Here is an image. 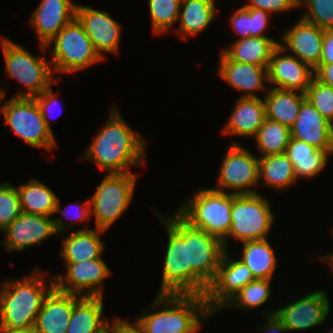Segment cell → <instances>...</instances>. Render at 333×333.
Segmentation results:
<instances>
[{
  "mask_svg": "<svg viewBox=\"0 0 333 333\" xmlns=\"http://www.w3.org/2000/svg\"><path fill=\"white\" fill-rule=\"evenodd\" d=\"M106 124L98 130L83 159L89 160L107 174L132 173V167L143 165L146 139L133 130L113 106Z\"/></svg>",
  "mask_w": 333,
  "mask_h": 333,
  "instance_id": "6da1fadb",
  "label": "cell"
},
{
  "mask_svg": "<svg viewBox=\"0 0 333 333\" xmlns=\"http://www.w3.org/2000/svg\"><path fill=\"white\" fill-rule=\"evenodd\" d=\"M46 271L37 266L21 279L3 282L0 289V329L31 332L44 298L55 287L54 277L46 283ZM48 284L49 286H47Z\"/></svg>",
  "mask_w": 333,
  "mask_h": 333,
  "instance_id": "7a4b0ae2",
  "label": "cell"
},
{
  "mask_svg": "<svg viewBox=\"0 0 333 333\" xmlns=\"http://www.w3.org/2000/svg\"><path fill=\"white\" fill-rule=\"evenodd\" d=\"M147 310L135 320L144 333H196L213 315L205 295L157 294Z\"/></svg>",
  "mask_w": 333,
  "mask_h": 333,
  "instance_id": "3957f363",
  "label": "cell"
},
{
  "mask_svg": "<svg viewBox=\"0 0 333 333\" xmlns=\"http://www.w3.org/2000/svg\"><path fill=\"white\" fill-rule=\"evenodd\" d=\"M176 213L190 226L204 230L223 241L232 226V193L215 189H199L185 200Z\"/></svg>",
  "mask_w": 333,
  "mask_h": 333,
  "instance_id": "277c9868",
  "label": "cell"
},
{
  "mask_svg": "<svg viewBox=\"0 0 333 333\" xmlns=\"http://www.w3.org/2000/svg\"><path fill=\"white\" fill-rule=\"evenodd\" d=\"M168 235L165 257L163 258L162 282L158 294L205 295L208 286L188 265L187 242L153 209Z\"/></svg>",
  "mask_w": 333,
  "mask_h": 333,
  "instance_id": "5b68a950",
  "label": "cell"
},
{
  "mask_svg": "<svg viewBox=\"0 0 333 333\" xmlns=\"http://www.w3.org/2000/svg\"><path fill=\"white\" fill-rule=\"evenodd\" d=\"M0 44L5 61V74L15 79L27 90H20L12 97L34 98L48 89L52 84L62 81L53 78L51 62L44 56H33L25 48L10 39L0 36Z\"/></svg>",
  "mask_w": 333,
  "mask_h": 333,
  "instance_id": "8992f818",
  "label": "cell"
},
{
  "mask_svg": "<svg viewBox=\"0 0 333 333\" xmlns=\"http://www.w3.org/2000/svg\"><path fill=\"white\" fill-rule=\"evenodd\" d=\"M5 93L0 89V102ZM5 123L26 144L51 151L57 143L54 134L47 128L35 98L11 97L2 106Z\"/></svg>",
  "mask_w": 333,
  "mask_h": 333,
  "instance_id": "52a82bcc",
  "label": "cell"
},
{
  "mask_svg": "<svg viewBox=\"0 0 333 333\" xmlns=\"http://www.w3.org/2000/svg\"><path fill=\"white\" fill-rule=\"evenodd\" d=\"M270 208V201L259 193L232 194V226L228 236L222 241L225 250H229L227 243L230 237L241 243L267 239L275 221Z\"/></svg>",
  "mask_w": 333,
  "mask_h": 333,
  "instance_id": "ba28073f",
  "label": "cell"
},
{
  "mask_svg": "<svg viewBox=\"0 0 333 333\" xmlns=\"http://www.w3.org/2000/svg\"><path fill=\"white\" fill-rule=\"evenodd\" d=\"M161 216L187 242L188 265L209 286L216 277L221 258L225 252L223 242L204 230L190 226L177 213Z\"/></svg>",
  "mask_w": 333,
  "mask_h": 333,
  "instance_id": "9c48e42d",
  "label": "cell"
},
{
  "mask_svg": "<svg viewBox=\"0 0 333 333\" xmlns=\"http://www.w3.org/2000/svg\"><path fill=\"white\" fill-rule=\"evenodd\" d=\"M52 44L53 58L50 62L54 74L84 71L85 68L103 61L76 18L46 45V49L52 47Z\"/></svg>",
  "mask_w": 333,
  "mask_h": 333,
  "instance_id": "30bf717a",
  "label": "cell"
},
{
  "mask_svg": "<svg viewBox=\"0 0 333 333\" xmlns=\"http://www.w3.org/2000/svg\"><path fill=\"white\" fill-rule=\"evenodd\" d=\"M138 175L107 174L90 200L97 229L106 231L118 220L131 203Z\"/></svg>",
  "mask_w": 333,
  "mask_h": 333,
  "instance_id": "8fae6325",
  "label": "cell"
},
{
  "mask_svg": "<svg viewBox=\"0 0 333 333\" xmlns=\"http://www.w3.org/2000/svg\"><path fill=\"white\" fill-rule=\"evenodd\" d=\"M231 144L223 157L213 189L235 195L258 193L253 187L259 185V157L237 142Z\"/></svg>",
  "mask_w": 333,
  "mask_h": 333,
  "instance_id": "7c38bea8",
  "label": "cell"
},
{
  "mask_svg": "<svg viewBox=\"0 0 333 333\" xmlns=\"http://www.w3.org/2000/svg\"><path fill=\"white\" fill-rule=\"evenodd\" d=\"M72 228L64 224V220L53 216L21 213L5 230L0 245L11 252L23 251L35 244L41 245L44 240L57 234L61 235Z\"/></svg>",
  "mask_w": 333,
  "mask_h": 333,
  "instance_id": "4fadbf2b",
  "label": "cell"
},
{
  "mask_svg": "<svg viewBox=\"0 0 333 333\" xmlns=\"http://www.w3.org/2000/svg\"><path fill=\"white\" fill-rule=\"evenodd\" d=\"M66 273L53 275L55 288L81 297H103V281L111 270L101 258L78 263H65Z\"/></svg>",
  "mask_w": 333,
  "mask_h": 333,
  "instance_id": "5bb4252c",
  "label": "cell"
},
{
  "mask_svg": "<svg viewBox=\"0 0 333 333\" xmlns=\"http://www.w3.org/2000/svg\"><path fill=\"white\" fill-rule=\"evenodd\" d=\"M228 251L223 253L216 277L205 294L207 309L212 314L220 312L238 291L256 280L248 266L231 258Z\"/></svg>",
  "mask_w": 333,
  "mask_h": 333,
  "instance_id": "9a60e30c",
  "label": "cell"
},
{
  "mask_svg": "<svg viewBox=\"0 0 333 333\" xmlns=\"http://www.w3.org/2000/svg\"><path fill=\"white\" fill-rule=\"evenodd\" d=\"M330 303L327 290H316L276 309L274 315L289 331H303L325 323Z\"/></svg>",
  "mask_w": 333,
  "mask_h": 333,
  "instance_id": "2e32d148",
  "label": "cell"
},
{
  "mask_svg": "<svg viewBox=\"0 0 333 333\" xmlns=\"http://www.w3.org/2000/svg\"><path fill=\"white\" fill-rule=\"evenodd\" d=\"M91 39L94 49L105 60L104 53L117 54L121 38V25L107 11H98L89 6L78 5L76 17ZM104 52V53H103Z\"/></svg>",
  "mask_w": 333,
  "mask_h": 333,
  "instance_id": "e0dca14e",
  "label": "cell"
},
{
  "mask_svg": "<svg viewBox=\"0 0 333 333\" xmlns=\"http://www.w3.org/2000/svg\"><path fill=\"white\" fill-rule=\"evenodd\" d=\"M286 52L280 45L273 52L267 67L268 83L273 88L306 94L314 70Z\"/></svg>",
  "mask_w": 333,
  "mask_h": 333,
  "instance_id": "ac0fdd59",
  "label": "cell"
},
{
  "mask_svg": "<svg viewBox=\"0 0 333 333\" xmlns=\"http://www.w3.org/2000/svg\"><path fill=\"white\" fill-rule=\"evenodd\" d=\"M77 4L71 0H41L30 17L40 42V48L45 53L46 45L76 17Z\"/></svg>",
  "mask_w": 333,
  "mask_h": 333,
  "instance_id": "d6986e66",
  "label": "cell"
},
{
  "mask_svg": "<svg viewBox=\"0 0 333 333\" xmlns=\"http://www.w3.org/2000/svg\"><path fill=\"white\" fill-rule=\"evenodd\" d=\"M325 29L300 18L281 35L279 45L314 71L320 64Z\"/></svg>",
  "mask_w": 333,
  "mask_h": 333,
  "instance_id": "ffe728a7",
  "label": "cell"
},
{
  "mask_svg": "<svg viewBox=\"0 0 333 333\" xmlns=\"http://www.w3.org/2000/svg\"><path fill=\"white\" fill-rule=\"evenodd\" d=\"M219 67L217 75L238 92H243L240 97L257 98L258 91L268 90L267 67L240 63L230 60L222 51L219 53ZM265 81V82H264Z\"/></svg>",
  "mask_w": 333,
  "mask_h": 333,
  "instance_id": "44dd1931",
  "label": "cell"
},
{
  "mask_svg": "<svg viewBox=\"0 0 333 333\" xmlns=\"http://www.w3.org/2000/svg\"><path fill=\"white\" fill-rule=\"evenodd\" d=\"M291 138L304 141L319 150H333V125L306 99L290 127Z\"/></svg>",
  "mask_w": 333,
  "mask_h": 333,
  "instance_id": "7402d4cb",
  "label": "cell"
},
{
  "mask_svg": "<svg viewBox=\"0 0 333 333\" xmlns=\"http://www.w3.org/2000/svg\"><path fill=\"white\" fill-rule=\"evenodd\" d=\"M81 296L58 291L55 287L44 298L35 319L33 333H66L74 305Z\"/></svg>",
  "mask_w": 333,
  "mask_h": 333,
  "instance_id": "603a6c76",
  "label": "cell"
},
{
  "mask_svg": "<svg viewBox=\"0 0 333 333\" xmlns=\"http://www.w3.org/2000/svg\"><path fill=\"white\" fill-rule=\"evenodd\" d=\"M233 108L222 133L255 137L266 119L264 100L260 97H239Z\"/></svg>",
  "mask_w": 333,
  "mask_h": 333,
  "instance_id": "cb8c5ba5",
  "label": "cell"
},
{
  "mask_svg": "<svg viewBox=\"0 0 333 333\" xmlns=\"http://www.w3.org/2000/svg\"><path fill=\"white\" fill-rule=\"evenodd\" d=\"M104 230L83 227L61 240L60 256L65 263H78L102 257L105 243L101 239Z\"/></svg>",
  "mask_w": 333,
  "mask_h": 333,
  "instance_id": "d4e9b609",
  "label": "cell"
},
{
  "mask_svg": "<svg viewBox=\"0 0 333 333\" xmlns=\"http://www.w3.org/2000/svg\"><path fill=\"white\" fill-rule=\"evenodd\" d=\"M292 162L296 179H313L326 167L333 150H319L312 145L290 137L285 153Z\"/></svg>",
  "mask_w": 333,
  "mask_h": 333,
  "instance_id": "484cf974",
  "label": "cell"
},
{
  "mask_svg": "<svg viewBox=\"0 0 333 333\" xmlns=\"http://www.w3.org/2000/svg\"><path fill=\"white\" fill-rule=\"evenodd\" d=\"M265 104L266 118L291 127L307 99L306 94L297 91L270 87L262 97Z\"/></svg>",
  "mask_w": 333,
  "mask_h": 333,
  "instance_id": "4316f807",
  "label": "cell"
},
{
  "mask_svg": "<svg viewBox=\"0 0 333 333\" xmlns=\"http://www.w3.org/2000/svg\"><path fill=\"white\" fill-rule=\"evenodd\" d=\"M279 43L271 37H249L235 40L230 44V48L221 51L235 62L268 67L272 54Z\"/></svg>",
  "mask_w": 333,
  "mask_h": 333,
  "instance_id": "83f0119b",
  "label": "cell"
},
{
  "mask_svg": "<svg viewBox=\"0 0 333 333\" xmlns=\"http://www.w3.org/2000/svg\"><path fill=\"white\" fill-rule=\"evenodd\" d=\"M103 297H82L73 307L66 333H106Z\"/></svg>",
  "mask_w": 333,
  "mask_h": 333,
  "instance_id": "f1b7e54d",
  "label": "cell"
},
{
  "mask_svg": "<svg viewBox=\"0 0 333 333\" xmlns=\"http://www.w3.org/2000/svg\"><path fill=\"white\" fill-rule=\"evenodd\" d=\"M214 1L182 0L178 19L181 38L195 36L210 26L217 14Z\"/></svg>",
  "mask_w": 333,
  "mask_h": 333,
  "instance_id": "f546056e",
  "label": "cell"
},
{
  "mask_svg": "<svg viewBox=\"0 0 333 333\" xmlns=\"http://www.w3.org/2000/svg\"><path fill=\"white\" fill-rule=\"evenodd\" d=\"M16 190L23 213L53 216L58 196L48 186L31 177Z\"/></svg>",
  "mask_w": 333,
  "mask_h": 333,
  "instance_id": "4dcf8cb0",
  "label": "cell"
},
{
  "mask_svg": "<svg viewBox=\"0 0 333 333\" xmlns=\"http://www.w3.org/2000/svg\"><path fill=\"white\" fill-rule=\"evenodd\" d=\"M239 258L253 273L255 279L272 280L276 269V254L267 239L242 243Z\"/></svg>",
  "mask_w": 333,
  "mask_h": 333,
  "instance_id": "1f68e13d",
  "label": "cell"
},
{
  "mask_svg": "<svg viewBox=\"0 0 333 333\" xmlns=\"http://www.w3.org/2000/svg\"><path fill=\"white\" fill-rule=\"evenodd\" d=\"M258 172L259 184L262 180L266 186L277 191L288 189L297 182L292 162L285 154L259 157Z\"/></svg>",
  "mask_w": 333,
  "mask_h": 333,
  "instance_id": "d6a6232c",
  "label": "cell"
},
{
  "mask_svg": "<svg viewBox=\"0 0 333 333\" xmlns=\"http://www.w3.org/2000/svg\"><path fill=\"white\" fill-rule=\"evenodd\" d=\"M290 128L266 118L254 137L260 156L284 154L290 140Z\"/></svg>",
  "mask_w": 333,
  "mask_h": 333,
  "instance_id": "836d02e7",
  "label": "cell"
},
{
  "mask_svg": "<svg viewBox=\"0 0 333 333\" xmlns=\"http://www.w3.org/2000/svg\"><path fill=\"white\" fill-rule=\"evenodd\" d=\"M271 282L272 280L256 279L248 283L220 311L232 307H238L243 310L259 308L270 299Z\"/></svg>",
  "mask_w": 333,
  "mask_h": 333,
  "instance_id": "e575fe53",
  "label": "cell"
},
{
  "mask_svg": "<svg viewBox=\"0 0 333 333\" xmlns=\"http://www.w3.org/2000/svg\"><path fill=\"white\" fill-rule=\"evenodd\" d=\"M181 2L182 0H148L155 34L168 32L178 22Z\"/></svg>",
  "mask_w": 333,
  "mask_h": 333,
  "instance_id": "d590c367",
  "label": "cell"
},
{
  "mask_svg": "<svg viewBox=\"0 0 333 333\" xmlns=\"http://www.w3.org/2000/svg\"><path fill=\"white\" fill-rule=\"evenodd\" d=\"M306 6L302 19L323 29H333V0H298V7Z\"/></svg>",
  "mask_w": 333,
  "mask_h": 333,
  "instance_id": "8d00e7d4",
  "label": "cell"
},
{
  "mask_svg": "<svg viewBox=\"0 0 333 333\" xmlns=\"http://www.w3.org/2000/svg\"><path fill=\"white\" fill-rule=\"evenodd\" d=\"M306 98L333 125V87L312 78Z\"/></svg>",
  "mask_w": 333,
  "mask_h": 333,
  "instance_id": "74e56055",
  "label": "cell"
},
{
  "mask_svg": "<svg viewBox=\"0 0 333 333\" xmlns=\"http://www.w3.org/2000/svg\"><path fill=\"white\" fill-rule=\"evenodd\" d=\"M22 213L16 187L0 183V230H5Z\"/></svg>",
  "mask_w": 333,
  "mask_h": 333,
  "instance_id": "f35d334b",
  "label": "cell"
},
{
  "mask_svg": "<svg viewBox=\"0 0 333 333\" xmlns=\"http://www.w3.org/2000/svg\"><path fill=\"white\" fill-rule=\"evenodd\" d=\"M248 2L244 5L245 8L266 10L270 14L286 13L292 9L299 8L298 0H248Z\"/></svg>",
  "mask_w": 333,
  "mask_h": 333,
  "instance_id": "ab89813d",
  "label": "cell"
},
{
  "mask_svg": "<svg viewBox=\"0 0 333 333\" xmlns=\"http://www.w3.org/2000/svg\"><path fill=\"white\" fill-rule=\"evenodd\" d=\"M230 25L239 37L236 40L252 37L251 13L243 6L232 14Z\"/></svg>",
  "mask_w": 333,
  "mask_h": 333,
  "instance_id": "60d3db41",
  "label": "cell"
},
{
  "mask_svg": "<svg viewBox=\"0 0 333 333\" xmlns=\"http://www.w3.org/2000/svg\"><path fill=\"white\" fill-rule=\"evenodd\" d=\"M51 87L52 86H50L48 89L44 90L41 94H39L38 96H36L34 98L40 108L41 114L43 116V119L45 121L47 128L53 133V131L51 129L49 118L51 117V115H50L51 110L58 103L56 100L57 96H56V94H54Z\"/></svg>",
  "mask_w": 333,
  "mask_h": 333,
  "instance_id": "b9f144b4",
  "label": "cell"
},
{
  "mask_svg": "<svg viewBox=\"0 0 333 333\" xmlns=\"http://www.w3.org/2000/svg\"><path fill=\"white\" fill-rule=\"evenodd\" d=\"M251 13L252 37H269L265 34L271 14L266 10L246 8Z\"/></svg>",
  "mask_w": 333,
  "mask_h": 333,
  "instance_id": "7bdbcfd3",
  "label": "cell"
},
{
  "mask_svg": "<svg viewBox=\"0 0 333 333\" xmlns=\"http://www.w3.org/2000/svg\"><path fill=\"white\" fill-rule=\"evenodd\" d=\"M60 198L58 197L57 199V202H56V207H55V211H54V214L55 213H60L62 216L68 218H70V221L72 219V221H75V222H83L84 220H90L92 214H91V207H90V200L88 199L87 201L79 204L78 202L76 203V207L78 208V211H77V215L74 217V216H71V214L66 210V209H62L61 205H60ZM76 208V209H77ZM70 214V215H69ZM74 215V214H73ZM70 216V217H69Z\"/></svg>",
  "mask_w": 333,
  "mask_h": 333,
  "instance_id": "ee69618b",
  "label": "cell"
},
{
  "mask_svg": "<svg viewBox=\"0 0 333 333\" xmlns=\"http://www.w3.org/2000/svg\"><path fill=\"white\" fill-rule=\"evenodd\" d=\"M106 333H144V331L136 321L130 324L117 317L112 320V323L109 321Z\"/></svg>",
  "mask_w": 333,
  "mask_h": 333,
  "instance_id": "f6af8a7d",
  "label": "cell"
},
{
  "mask_svg": "<svg viewBox=\"0 0 333 333\" xmlns=\"http://www.w3.org/2000/svg\"><path fill=\"white\" fill-rule=\"evenodd\" d=\"M264 316L266 315L265 326H258L259 331L263 333H285L289 330L279 321V319L274 315L275 310L273 311H263Z\"/></svg>",
  "mask_w": 333,
  "mask_h": 333,
  "instance_id": "bcb514c9",
  "label": "cell"
},
{
  "mask_svg": "<svg viewBox=\"0 0 333 333\" xmlns=\"http://www.w3.org/2000/svg\"><path fill=\"white\" fill-rule=\"evenodd\" d=\"M333 63V29H325L320 64Z\"/></svg>",
  "mask_w": 333,
  "mask_h": 333,
  "instance_id": "7dc6e473",
  "label": "cell"
},
{
  "mask_svg": "<svg viewBox=\"0 0 333 333\" xmlns=\"http://www.w3.org/2000/svg\"><path fill=\"white\" fill-rule=\"evenodd\" d=\"M314 76L322 83L333 87V63L319 64Z\"/></svg>",
  "mask_w": 333,
  "mask_h": 333,
  "instance_id": "c3c4849f",
  "label": "cell"
},
{
  "mask_svg": "<svg viewBox=\"0 0 333 333\" xmlns=\"http://www.w3.org/2000/svg\"><path fill=\"white\" fill-rule=\"evenodd\" d=\"M321 261L326 262L327 264H329V265H330V268H331L332 271H333V260H321Z\"/></svg>",
  "mask_w": 333,
  "mask_h": 333,
  "instance_id": "681fc988",
  "label": "cell"
},
{
  "mask_svg": "<svg viewBox=\"0 0 333 333\" xmlns=\"http://www.w3.org/2000/svg\"><path fill=\"white\" fill-rule=\"evenodd\" d=\"M0 333H33V332L32 331L31 332H10V331L0 329Z\"/></svg>",
  "mask_w": 333,
  "mask_h": 333,
  "instance_id": "f907efd6",
  "label": "cell"
}]
</instances>
